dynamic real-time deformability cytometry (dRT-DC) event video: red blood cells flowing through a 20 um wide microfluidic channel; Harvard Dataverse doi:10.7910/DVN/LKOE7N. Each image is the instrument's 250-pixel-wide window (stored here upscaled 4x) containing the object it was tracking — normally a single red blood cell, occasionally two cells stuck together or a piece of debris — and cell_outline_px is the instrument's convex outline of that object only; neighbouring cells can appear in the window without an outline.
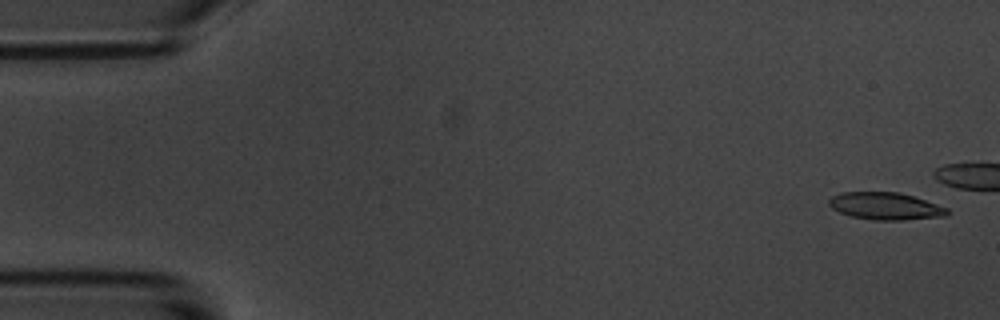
{"species": "common noctule bat (a hibernating species)", "species_latin": "Nyctalus noctula", "temperature_condition": "room temperature", "stored_images_in_passage": 43, "camera_frame_rate_fps": 3000, "um_per_image_px": 0.085, "animal": {"sex": "male", "body_mass_g": 20.1, "forearm_length_mm": 53.5}, "frame": {"image": 1, "passage_image": 1, "time_ms": 0.0, "image_size_px": [1000, 320], "cell_outline_px": [[948, 216], [904, 220], [876, 220], [852, 216], [840, 212], [832, 208], [828, 204], [828, 200], [832, 196], [840, 192], [900, 192], [948, 208]], "centroid_in_image_um": [75.26, 17.52], "position_along_channel_um": 9.7, "area_um2": 18.73}}
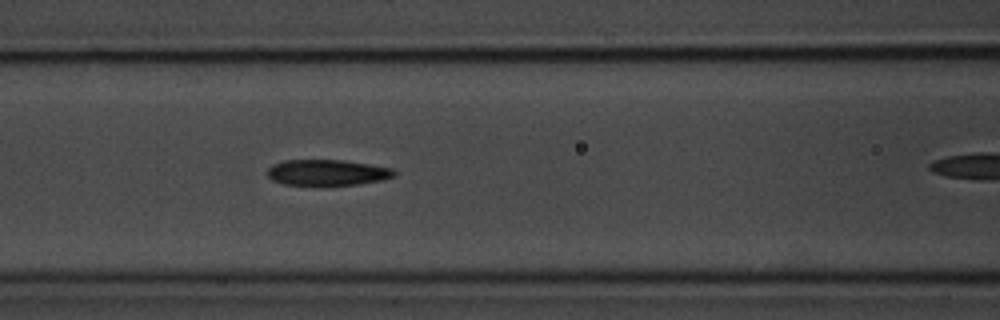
{"frame": {"image": 2, "passage_image": 22, "time_ms": 7.0, "image_size_px": [1000, 320], "cell_outline_px": [[396, 172], [392, 176], [380, 180], [356, 184], [284, 184], [272, 180], [268, 176], [268, 168], [272, 164], [284, 160], [344, 160], [392, 168]], "centroid_in_image_um": [27.77, 14.64], "position_along_channel_um": 138.8, "area_um2": 18.67}}
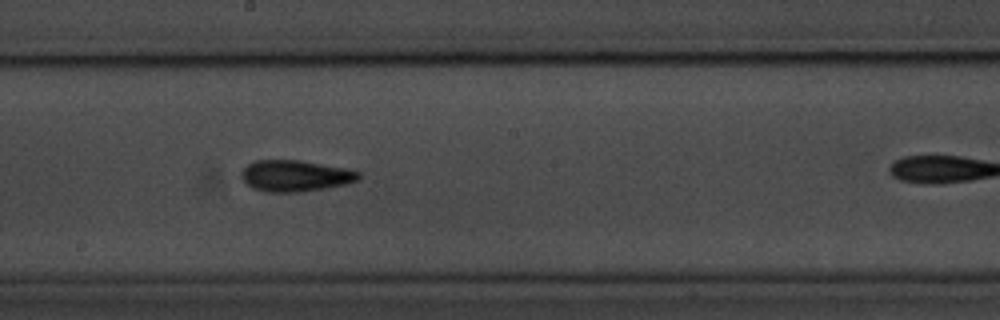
{"frame": {"image": 3, "passage_image": 29, "time_ms": 9.333, "image_size_px": [1000, 320], "cell_outline_px": [[360, 180], [348, 184], [300, 192], [264, 192], [252, 188], [240, 176], [240, 172], [248, 164], [256, 160], [300, 160], [348, 168], [360, 172]], "centroid_in_image_um": [25.12, 14.94], "position_along_channel_um": 223.1, "area_um2": 21.62}}